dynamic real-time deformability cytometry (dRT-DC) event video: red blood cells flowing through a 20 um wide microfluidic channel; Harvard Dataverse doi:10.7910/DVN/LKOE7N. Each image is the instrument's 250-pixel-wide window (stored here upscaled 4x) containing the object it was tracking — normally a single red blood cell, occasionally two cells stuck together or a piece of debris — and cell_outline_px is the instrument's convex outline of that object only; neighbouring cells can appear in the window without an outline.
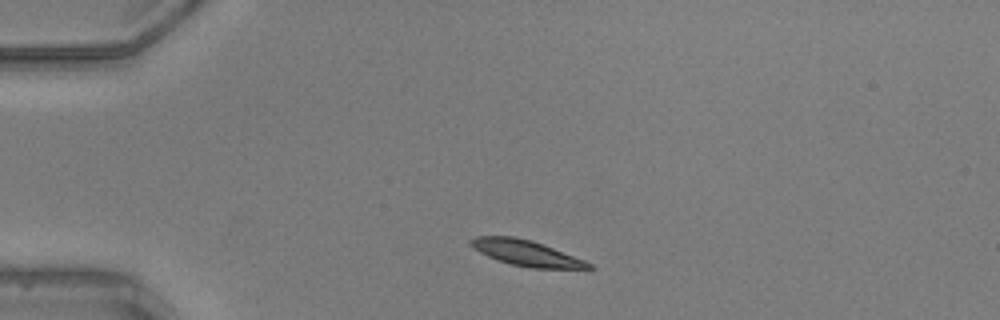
{"species": "common noctule bat (a hibernating species)", "species_latin": "Nyctalus noctula", "temperature_condition": "warm", "stored_images_in_passage": 12, "camera_frame_rate_fps": 3000, "um_per_image_px": 0.085, "animal": {"sex": "male", "body_mass_g": 20.5, "forearm_length_mm": 52.5}, "frame": {"image": 1, "passage_image": 1, "time_ms": 0.0, "image_size_px": [1000, 320], "cell_outline_px": [[596, 268], [532, 268], [512, 264], [496, 260], [480, 252], [468, 240], [476, 236], [516, 236], [532, 240], [584, 260], [592, 264]], "centroid_in_image_um": [44.72, 21.5], "position_along_channel_um": 40.3, "area_um2": 17.34}}